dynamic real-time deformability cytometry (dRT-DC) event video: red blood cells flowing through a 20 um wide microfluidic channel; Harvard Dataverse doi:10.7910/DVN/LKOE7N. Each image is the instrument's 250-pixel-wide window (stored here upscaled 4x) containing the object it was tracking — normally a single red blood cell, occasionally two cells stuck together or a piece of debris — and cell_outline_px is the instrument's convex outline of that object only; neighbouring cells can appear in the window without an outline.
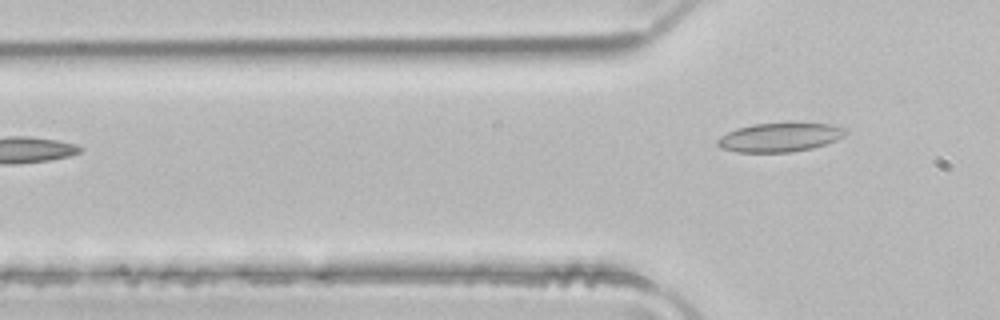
{"species": "common noctule bat (a hibernating species)", "species_latin": "Nyctalus noctula", "temperature_condition": "room temperature", "stored_images_in_passage": 3, "camera_frame_rate_fps": 3000, "um_per_image_px": 0.085, "animal": {"sex": "male", "body_mass_g": 21.5, "forearm_length_mm": 52.0}, "frame": {"image": 1, "passage_image": 3, "time_ms": 0.667, "image_size_px": [1000, 320], "cell_outline_px": [[848, 132], [844, 136], [836, 140], [812, 148], [788, 152], [736, 152], [720, 148], [716, 144], [716, 140], [720, 136], [736, 128], [752, 124], [792, 120], [832, 124], [844, 128]], "centroid_in_image_um": [66.29, 11.62], "position_along_channel_um": 59.5, "area_um2": 22.48}}